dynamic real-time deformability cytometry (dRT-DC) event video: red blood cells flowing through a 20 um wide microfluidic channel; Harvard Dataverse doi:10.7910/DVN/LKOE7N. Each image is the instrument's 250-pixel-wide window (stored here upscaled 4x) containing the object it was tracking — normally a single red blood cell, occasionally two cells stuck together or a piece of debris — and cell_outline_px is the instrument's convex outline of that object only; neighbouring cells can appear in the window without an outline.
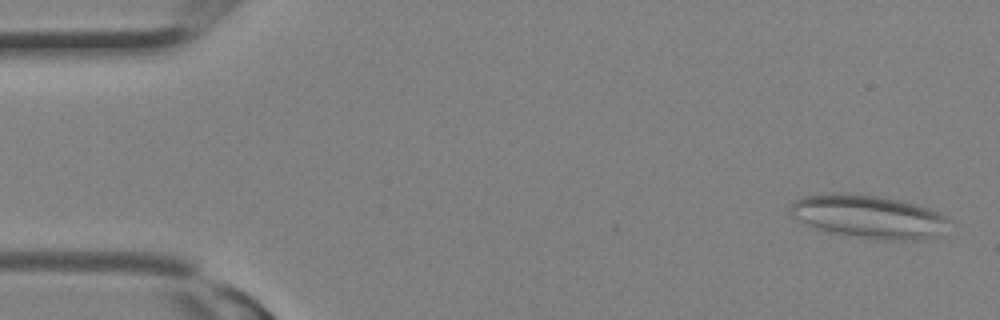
{"species": "Egyptian fruit bat (a non-hibernating species)", "species_latin": "Rousettus aegyptiacus", "temperature_condition": "room temperature", "stored_images_in_passage": 10, "camera_frame_rate_fps": 3000, "um_per_image_px": 0.085, "animal": {"sex": "female"}, "frame": {"image": 1, "passage_image": 1, "time_ms": 0.0, "image_size_px": [1000, 320], "cell_outline_px": [[948, 220], [940, 236], [916, 240], [884, 240], [832, 232], [816, 228], [792, 216], [788, 212], [788, 208], [792, 200], [804, 196], [832, 192], [876, 196], [900, 200], [916, 204], [940, 212], [948, 216]], "centroid_in_image_um": [73.83, 18.4], "position_along_channel_um": 11.2, "area_um2": 39.77}}